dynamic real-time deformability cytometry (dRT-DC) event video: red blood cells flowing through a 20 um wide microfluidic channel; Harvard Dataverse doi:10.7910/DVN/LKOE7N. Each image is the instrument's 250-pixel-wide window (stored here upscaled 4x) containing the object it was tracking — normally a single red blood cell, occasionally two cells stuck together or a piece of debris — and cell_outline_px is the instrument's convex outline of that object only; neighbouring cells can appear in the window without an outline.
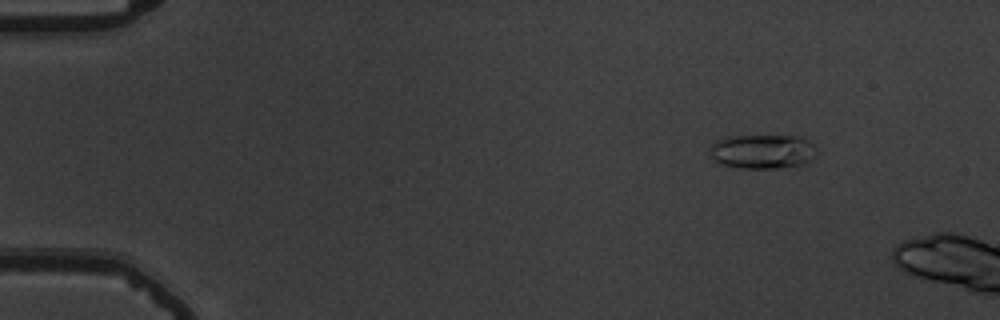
{"species": "common noctule bat (a hibernating species)", "species_latin": "Nyctalus noctula", "temperature_condition": "warm", "stored_images_in_passage": 11, "camera_frame_rate_fps": 3000, "um_per_image_px": 0.085, "animal": {"sex": "male", "body_mass_g": 19.5, "forearm_length_mm": 54.6}, "frame": {"image": 1, "passage_image": 7, "time_ms": 2.0, "image_size_px": [1000, 320], "cell_outline_px": [[820, 152], [816, 156], [804, 164], [776, 168], [744, 168], [720, 164], [712, 156], [712, 144], [716, 140], [724, 136], [804, 136]], "centroid_in_image_um": [64.88, 12.86], "position_along_channel_um": 20.1, "area_um2": 21.44}}